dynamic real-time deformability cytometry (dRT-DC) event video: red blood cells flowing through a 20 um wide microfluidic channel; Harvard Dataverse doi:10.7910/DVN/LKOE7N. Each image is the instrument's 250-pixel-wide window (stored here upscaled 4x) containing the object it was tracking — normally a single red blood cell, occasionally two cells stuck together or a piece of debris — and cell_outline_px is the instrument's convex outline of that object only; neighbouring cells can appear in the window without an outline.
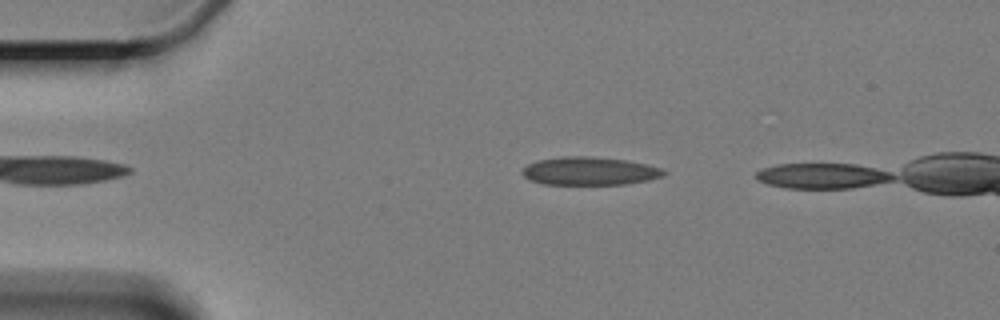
{"species": "Egyptian fruit bat (a non-hibernating species)", "species_latin": "Rousettus aegyptiacus", "temperature_condition": "cold", "stored_images_in_passage": 3, "camera_frame_rate_fps": 3000, "um_per_image_px": 0.085, "animal": {"sex": "female"}, "frame": {"image": 1, "passage_image": 2, "time_ms": 2.0, "image_size_px": [1000, 320], "cell_outline_px": [[668, 172], [664, 176], [648, 180], [624, 184], [544, 184], [528, 180], [524, 176], [524, 168], [528, 164], [536, 160], [560, 156], [592, 156], [624, 160], [644, 164], [660, 168]], "centroid_in_image_um": [50.1, 14.53], "position_along_channel_um": 34.9, "area_um2": 23.12}}